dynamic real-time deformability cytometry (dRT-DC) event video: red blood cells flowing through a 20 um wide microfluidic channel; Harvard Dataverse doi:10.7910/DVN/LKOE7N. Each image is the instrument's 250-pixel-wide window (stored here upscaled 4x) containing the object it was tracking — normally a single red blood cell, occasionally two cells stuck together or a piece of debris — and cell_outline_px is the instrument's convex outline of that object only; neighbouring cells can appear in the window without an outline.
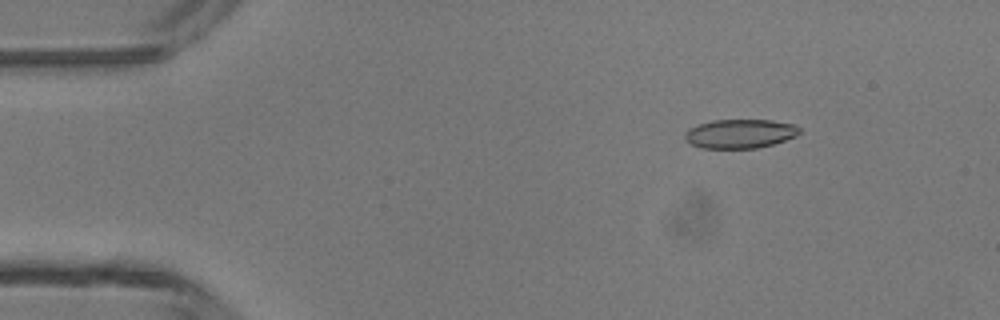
{"species": "common noctule bat (a hibernating species)", "species_latin": "Nyctalus noctula", "temperature_condition": "room temperature", "stored_images_in_passage": 41, "camera_frame_rate_fps": 3000, "um_per_image_px": 0.085, "animal": {"sex": "male", "body_mass_g": 13.3}, "frame": {"image": 1, "passage_image": 1, "time_ms": 0.0, "image_size_px": [1000, 320], "cell_outline_px": [[800, 132], [796, 136], [772, 144], [756, 148], [704, 148], [692, 144], [684, 136], [684, 132], [688, 128], [712, 120], [772, 120], [796, 124], [800, 128]], "centroid_in_image_um": [62.92, 11.35], "position_along_channel_um": 22.1, "area_um2": 19.31}}
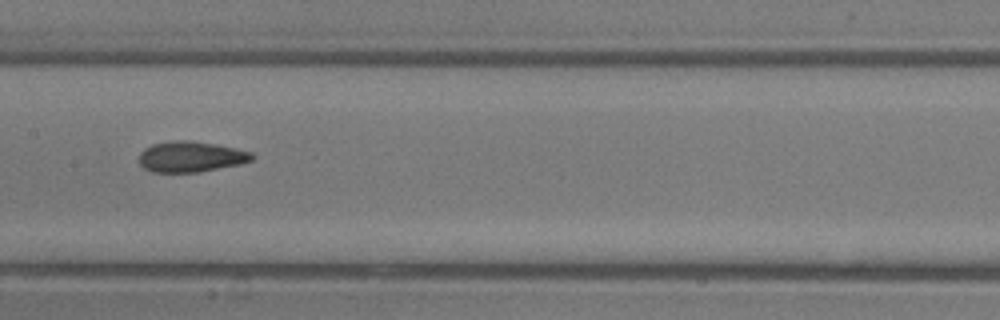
{"frame": {"image": 2, "passage_image": 18, "time_ms": 5.667, "image_size_px": [1000, 320], "cell_outline_px": [[256, 156], [252, 160], [240, 164], [200, 172], [152, 172], [144, 168], [140, 164], [140, 152], [144, 148], [152, 144], [172, 140], [188, 140], [216, 144], [252, 152]], "centroid_in_image_um": [16.23, 13.32], "position_along_channel_um": 191.2, "area_um2": 20.29}}
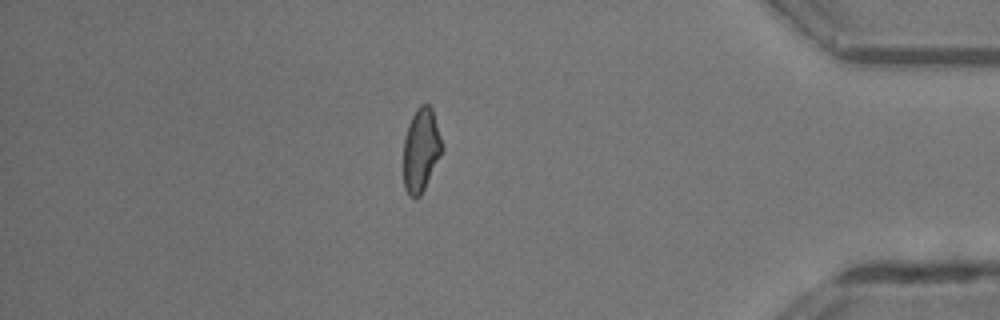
{"frame": {"image": 3, "passage_image": 35, "time_ms": 11.333, "image_size_px": [1000, 320], "cell_outline_px": [[444, 148], [420, 196], [408, 196], [404, 188], [404, 140], [408, 124], [416, 108], [420, 104], [428, 104], [432, 108]], "centroid_in_image_um": [35.78, 12.72], "position_along_channel_um": 399.4, "area_um2": 18.61}, "authors_computed_cell_mechanics": {"area_um2": 19.8254, "velocity_mm_per_s": 4.3832, "shape_relaxation_time_tau1_ms": null, "shape_relaxation_time_tau2_ms": 1.6701, "deformation_change_tau1": null, "deformation_change_tau2": 0.0888}}